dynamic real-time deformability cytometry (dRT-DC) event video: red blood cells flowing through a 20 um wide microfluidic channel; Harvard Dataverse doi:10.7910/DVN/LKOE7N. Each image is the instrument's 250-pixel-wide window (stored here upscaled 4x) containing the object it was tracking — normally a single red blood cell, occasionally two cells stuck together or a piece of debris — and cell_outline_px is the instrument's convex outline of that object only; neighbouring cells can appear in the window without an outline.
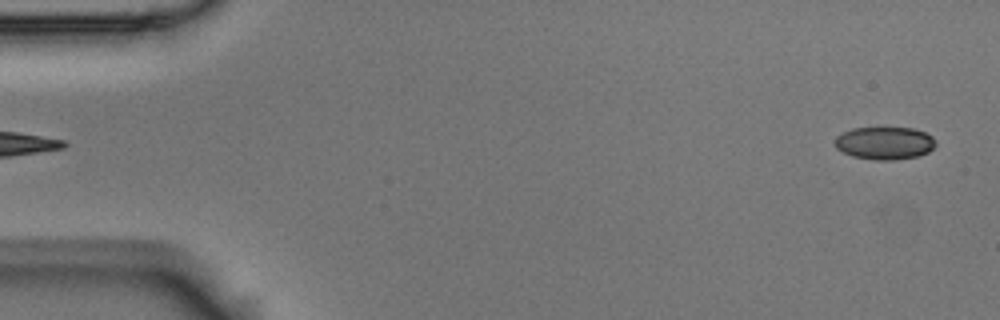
{"species": "Egyptian fruit bat (a non-hibernating species)", "species_latin": "Rousettus aegyptiacus", "temperature_condition": "room temperature", "stored_images_in_passage": 5, "segment_of_instrument_passage": [2, 2], "camera_frame_rate_fps": 3000, "um_per_image_px": 0.085, "animal": {"sex": "male"}, "frame": {"image": 1, "passage_image": 5, "time_ms": 1.333, "image_size_px": [1000, 320], "cell_outline_px": [[936, 144], [928, 152], [916, 156], [892, 160], [876, 160], [852, 156], [836, 148], [836, 136], [852, 128], [884, 124], [912, 128], [924, 132], [932, 136], [936, 140]], "centroid_in_image_um": [75.2, 12.1], "position_along_channel_um": 9.8, "area_um2": 19.88}}